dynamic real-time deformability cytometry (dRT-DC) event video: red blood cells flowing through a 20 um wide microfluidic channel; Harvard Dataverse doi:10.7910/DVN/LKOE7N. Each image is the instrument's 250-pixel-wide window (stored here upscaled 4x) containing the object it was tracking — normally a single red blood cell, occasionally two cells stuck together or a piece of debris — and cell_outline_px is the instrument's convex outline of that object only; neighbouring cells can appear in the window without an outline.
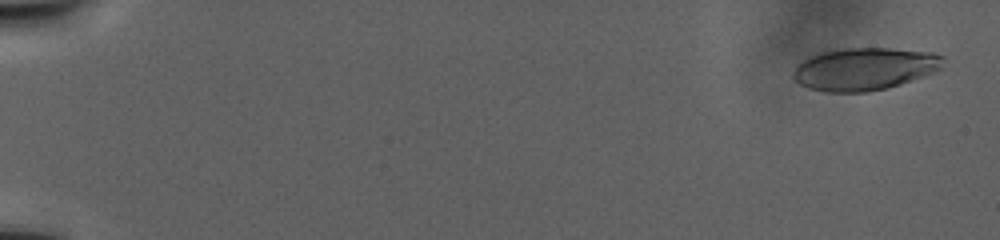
{"species": "human", "species_latin": "Homo sapiens", "temperature_condition": "warm", "stored_images_in_passage": 45, "camera_frame_rate_fps": 3000, "um_per_image_px": 0.085, "donor": {"sex": "male"}, "frame": {"image": 1, "passage_image": 2, "time_ms": 1.0, "image_size_px": [1000, 240], "cell_outline_px": [[944, 60], [940, 68], [936, 72], [888, 88], [868, 92], [824, 92], [808, 88], [800, 84], [792, 76], [792, 72], [804, 60], [812, 56], [824, 52], [844, 48], [892, 48], [932, 52], [944, 56]], "centroid_in_image_um": [73.52, 5.86], "position_along_channel_um": 11.5, "area_um2": 37.11}}
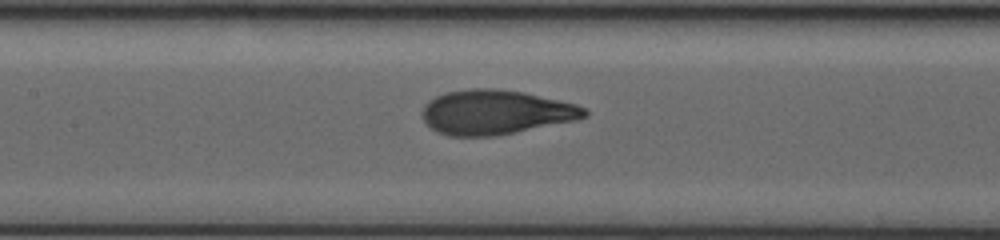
{"frame": {"image": 2, "passage_image": 19, "time_ms": 20.667, "image_size_px": [1000, 240], "cell_outline_px": [[588, 116], [576, 120], [496, 136], [448, 136], [436, 132], [420, 116], [420, 112], [424, 104], [428, 100], [444, 92], [468, 88], [496, 88], [524, 92], [576, 104], [584, 108], [588, 112]], "centroid_in_image_um": [42.08, 9.53], "position_along_channel_um": 165.3, "area_um2": 42.43}}
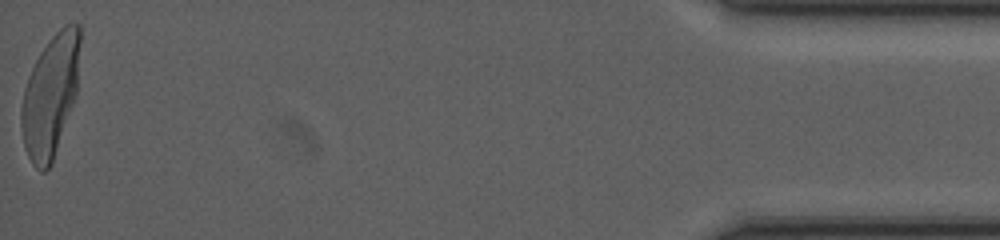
{"frame": {"image": 3, "passage_image": 45, "time_ms": 40.333, "image_size_px": [1000, 240], "cell_outline_px": [[80, 40], [76, 96], [52, 164], [44, 172], [40, 172], [32, 164], [28, 156], [24, 144], [20, 124], [20, 108], [24, 88], [28, 76], [40, 52], [52, 36], [64, 24], [80, 24]], "centroid_in_image_um": [4.27, 8.16], "position_along_channel_um": 430.9, "area_um2": 41.79}}